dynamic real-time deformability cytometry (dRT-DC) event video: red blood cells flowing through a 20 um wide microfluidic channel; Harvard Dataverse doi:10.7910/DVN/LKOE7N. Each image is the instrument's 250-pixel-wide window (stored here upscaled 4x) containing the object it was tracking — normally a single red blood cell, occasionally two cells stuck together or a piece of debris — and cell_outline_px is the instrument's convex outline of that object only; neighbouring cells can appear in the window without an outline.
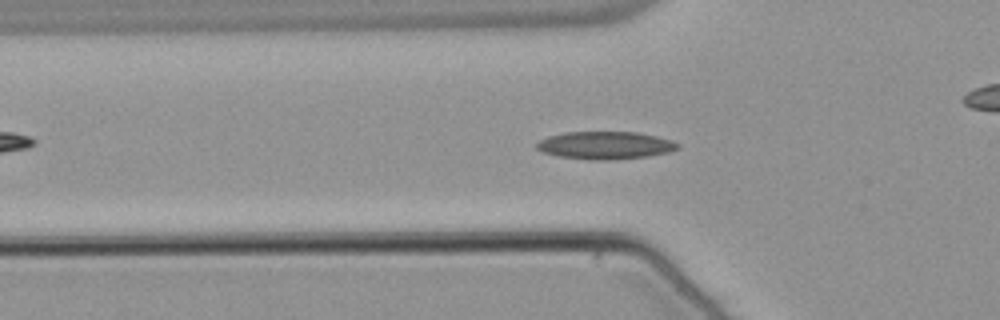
{"species": "common noctule bat (a hibernating species)", "species_latin": "Nyctalus noctula", "temperature_condition": "warm", "stored_images_in_passage": 55, "camera_frame_rate_fps": 3000, "um_per_image_px": 0.085, "animal": {"sex": "male", "body_mass_g": 21.5, "forearm_length_mm": 52.0}, "frame": {"image": 1, "passage_image": 18, "time_ms": 5.667, "image_size_px": [1000, 320], "cell_outline_px": [[680, 148], [668, 152], [648, 156], [616, 160], [588, 160], [556, 156], [544, 152], [536, 148], [536, 144], [540, 140], [548, 136], [564, 132], [636, 132], [656, 136], [672, 140], [680, 144]], "centroid_in_image_um": [51.45, 12.36], "position_along_channel_um": 74.3, "area_um2": 22.95}}
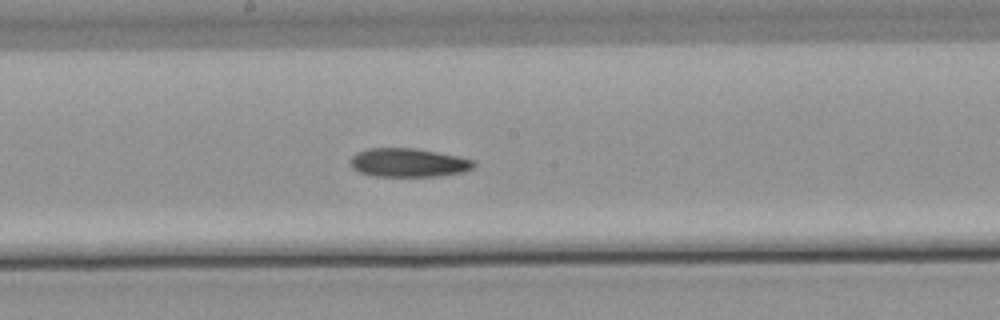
{"frame": {"image": 2, "passage_image": 29, "time_ms": 9.333, "image_size_px": [1000, 320], "cell_outline_px": [[476, 164], [472, 168], [464, 172], [440, 176], [376, 176], [360, 172], [352, 168], [348, 160], [356, 152], [368, 148], [412, 148], [436, 152], [456, 156], [472, 160]], "centroid_in_image_um": [34.67, 13.83], "position_along_channel_um": 213.5, "area_um2": 20.58}}
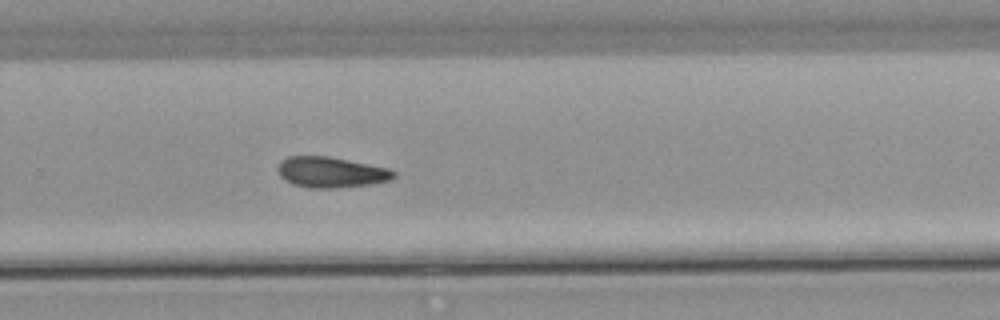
{"frame": {"image": 3, "passage_image": 36, "time_ms": 11.667, "image_size_px": [1000, 320], "cell_outline_px": [[396, 176], [392, 180], [372, 184], [336, 188], [308, 188], [292, 184], [284, 180], [280, 176], [280, 160], [288, 156], [328, 156], [388, 168], [396, 172]], "centroid_in_image_um": [28.16, 14.65], "position_along_channel_um": 301.6, "area_um2": 20.75}}